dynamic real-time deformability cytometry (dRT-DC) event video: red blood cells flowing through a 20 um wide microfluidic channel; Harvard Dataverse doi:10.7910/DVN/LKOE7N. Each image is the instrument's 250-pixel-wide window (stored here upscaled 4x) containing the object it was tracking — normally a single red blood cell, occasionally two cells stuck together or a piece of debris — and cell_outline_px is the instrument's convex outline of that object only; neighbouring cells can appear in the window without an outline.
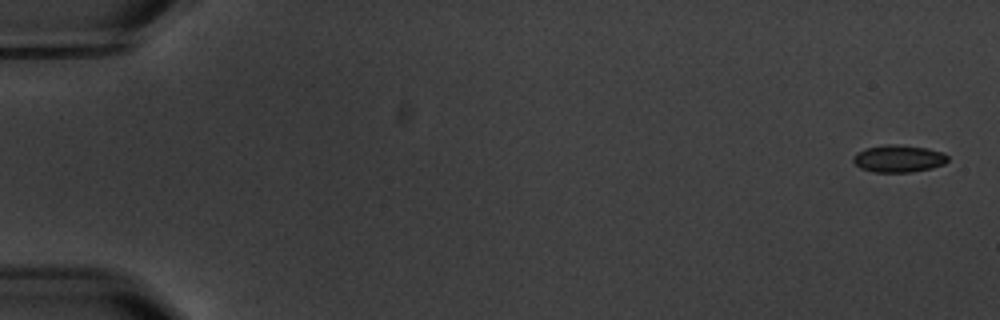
{"species": "common noctule bat (a hibernating species)", "species_latin": "Nyctalus noctula", "temperature_condition": "warm", "stored_images_in_passage": 6, "segment_of_instrument_passage": [1, 2], "camera_frame_rate_fps": 3000, "um_per_image_px": 0.085, "animal": {"sex": "male", "body_mass_g": 20.1, "forearm_length_mm": 53.5}, "frame": {"image": 1, "passage_image": 1, "time_ms": 0.0, "image_size_px": [1000, 320], "cell_outline_px": [[948, 160], [944, 164], [932, 168], [912, 172], [872, 172], [860, 168], [852, 160], [856, 152], [868, 148], [884, 144], [900, 144], [928, 148], [944, 152], [948, 156]], "centroid_in_image_um": [76.4, 13.47], "position_along_channel_um": 8.6, "area_um2": 15.2}}
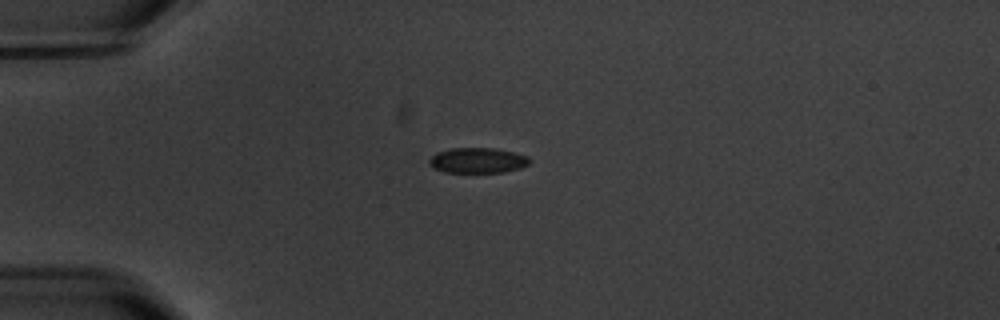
{"frame": {"image": 2, "passage_image": 5, "time_ms": 4.667, "image_size_px": [1000, 320], "cell_outline_px": [[532, 160], [528, 164], [520, 168], [504, 172], [444, 172], [432, 168], [428, 164], [428, 160], [436, 152], [452, 148], [492, 148], [512, 152], [528, 156]], "centroid_in_image_um": [40.57, 13.64], "position_along_channel_um": 44.4, "area_um2": 14.85}}